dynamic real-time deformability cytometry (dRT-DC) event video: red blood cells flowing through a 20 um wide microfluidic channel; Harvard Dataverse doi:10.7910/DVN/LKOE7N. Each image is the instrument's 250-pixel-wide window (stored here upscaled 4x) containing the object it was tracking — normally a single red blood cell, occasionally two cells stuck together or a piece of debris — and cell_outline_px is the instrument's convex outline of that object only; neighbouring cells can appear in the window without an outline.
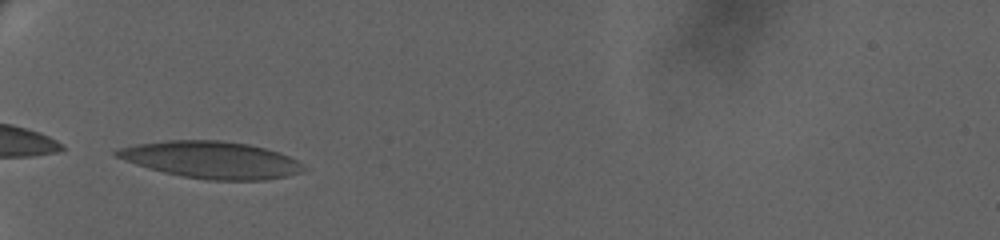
{"species": "human", "species_latin": "Homo sapiens", "temperature_condition": "warm", "stored_images_in_passage": 5, "camera_frame_rate_fps": 3000, "um_per_image_px": 0.085, "donor": {"sex": "female"}, "frame": {"image": 1, "passage_image": 1, "time_ms": 0.0, "image_size_px": [1000, 240], "cell_outline_px": [[308, 168], [300, 172], [288, 176], [264, 180], [208, 180], [184, 176], [164, 172], [148, 168], [124, 160], [116, 156], [112, 152], [120, 148], [136, 144], [168, 140], [220, 140], [248, 144], [280, 152], [296, 160]], "centroid_in_image_um": [17.98, 13.58], "position_along_channel_um": 67.0, "area_um2": 40.11}}
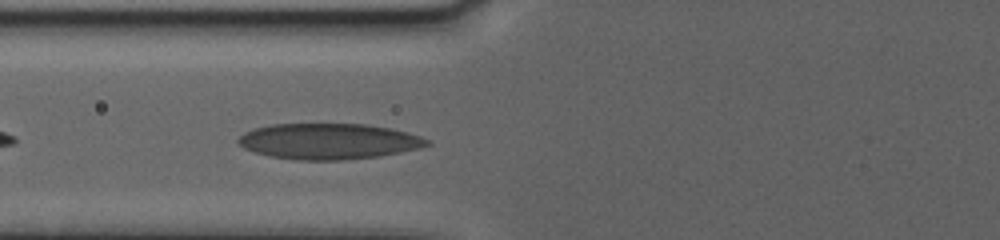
{"frame": {"image": 2, "passage_image": 5, "time_ms": 1.333, "image_size_px": [1000, 240], "cell_outline_px": [[432, 144], [420, 148], [380, 156], [344, 160], [296, 160], [272, 156], [252, 152], [236, 144], [236, 140], [244, 132], [256, 128], [272, 124], [368, 124], [392, 128], [408, 132], [420, 136], [428, 140]], "centroid_in_image_um": [27.94, 12.01], "position_along_channel_um": 97.9, "area_um2": 39.65}}